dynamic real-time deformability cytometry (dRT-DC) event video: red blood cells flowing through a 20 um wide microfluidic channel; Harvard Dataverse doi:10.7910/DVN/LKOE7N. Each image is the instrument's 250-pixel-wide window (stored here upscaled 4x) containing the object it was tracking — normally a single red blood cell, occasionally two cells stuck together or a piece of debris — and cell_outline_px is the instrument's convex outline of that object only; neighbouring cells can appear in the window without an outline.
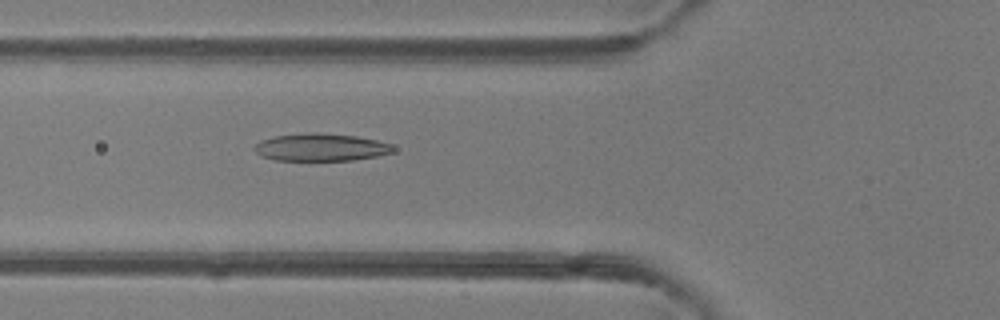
{"species": "common noctule bat (a hibernating species)", "species_latin": "Nyctalus noctula", "temperature_condition": "room temperature", "stored_images_in_passage": 48, "camera_frame_rate_fps": 3000, "um_per_image_px": 0.085, "animal": {"sex": "female"}, "frame": {"image": 1, "passage_image": 18, "time_ms": 5.667, "image_size_px": [1000, 320], "cell_outline_px": [[396, 148], [392, 152], [380, 156], [352, 160], [276, 160], [260, 156], [252, 148], [260, 140], [276, 136], [304, 132], [316, 132], [356, 136], [376, 140], [392, 144]], "centroid_in_image_um": [27.27, 12.51], "position_along_channel_um": 98.5, "area_um2": 22.43}}
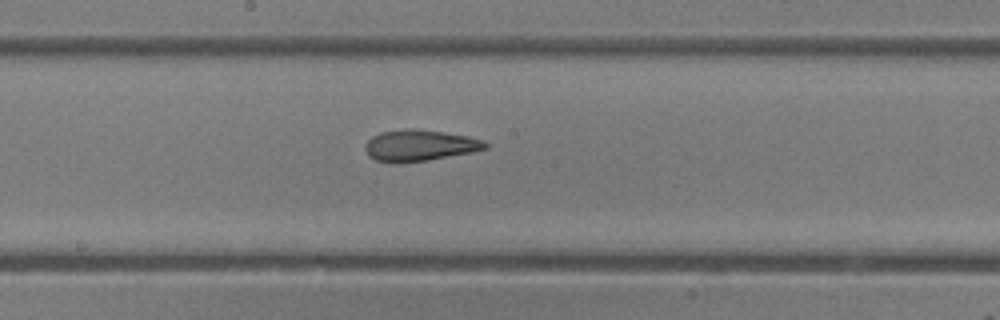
{"frame": {"image": 2, "passage_image": 26, "time_ms": 8.333, "image_size_px": [1000, 320], "cell_outline_px": [[488, 148], [472, 152], [428, 160], [400, 164], [392, 164], [376, 160], [368, 156], [364, 148], [364, 144], [372, 136], [380, 132], [404, 128], [408, 128], [440, 132], [468, 136], [484, 140], [488, 144]], "centroid_in_image_um": [35.62, 12.38], "position_along_channel_um": 212.6, "area_um2": 22.14}}
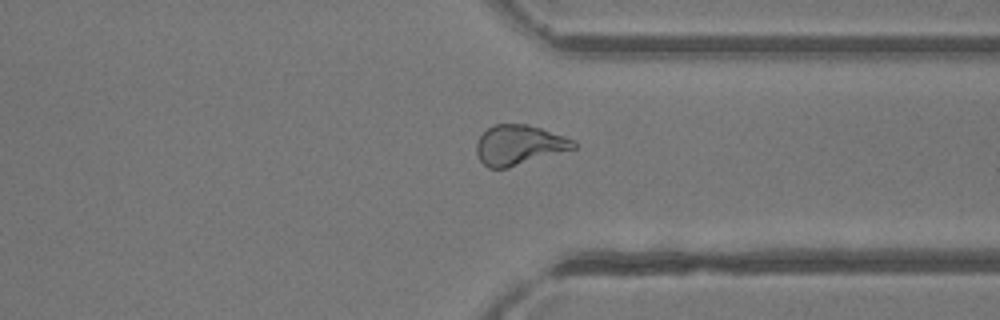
{"frame": {"image": 3, "passage_image": 37, "time_ms": 12.0, "image_size_px": [1000, 320], "cell_outline_px": [[576, 148], [508, 168], [488, 168], [480, 160], [476, 152], [476, 144], [480, 136], [488, 128], [496, 124], [524, 124], [540, 128], [576, 140]], "centroid_in_image_um": [44.12, 12.33], "position_along_channel_um": 367.3, "area_um2": 22.43}, "authors_computed_cell_mechanics": {"area_um2": 23.4668, "velocity_mm_per_s": 4.2474, "shape_relaxation_time_tau1_ms": 8.3934, "shape_relaxation_time_tau2_ms": 2.1173, "deformation_change_tau1": 0.2471, "deformation_change_tau2": 0.0841}}